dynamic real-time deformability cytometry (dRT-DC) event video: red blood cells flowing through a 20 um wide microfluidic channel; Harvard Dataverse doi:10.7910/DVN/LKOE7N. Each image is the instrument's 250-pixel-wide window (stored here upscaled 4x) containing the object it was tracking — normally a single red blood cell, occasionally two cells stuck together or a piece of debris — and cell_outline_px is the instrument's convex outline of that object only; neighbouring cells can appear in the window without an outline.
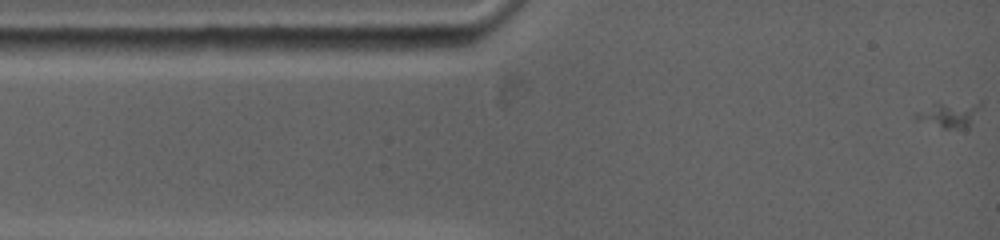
{"species": "common noctule bat (a hibernating species)", "species_latin": "Nyctalus noctula", "temperature_condition": "warm", "stored_images_in_passage": 6, "camera_frame_rate_fps": 5000, "um_per_image_px": 0.085, "animal": {"sex": "female", "body_mass_g": 19.0, "forearm_length_mm": 53.3}, "frame": {"image": 1, "passage_image": 1, "time_ms": 0.0, "image_size_px": [1000, 240], "cell_outline_px": [[980, 104], [968, 128], [944, 128], [916, 120], [912, 116], [912, 112], [936, 100], [980, 100]], "centroid_in_image_um": [80.59, 9.63], "position_along_channel_um": 4.4, "area_um2": 10.58}}